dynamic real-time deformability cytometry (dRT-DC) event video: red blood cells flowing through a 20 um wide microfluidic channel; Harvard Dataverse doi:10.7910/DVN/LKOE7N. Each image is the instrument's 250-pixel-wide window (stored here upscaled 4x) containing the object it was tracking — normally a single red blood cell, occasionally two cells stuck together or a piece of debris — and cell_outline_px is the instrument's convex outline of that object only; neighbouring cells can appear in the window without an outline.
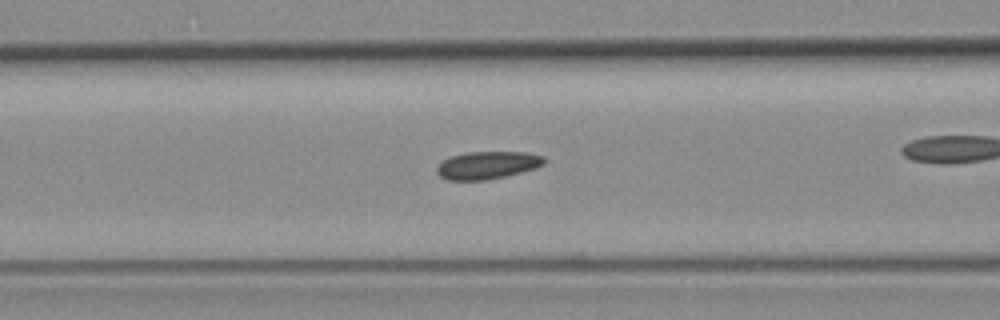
{"species": "common noctule bat (a hibernating species)", "species_latin": "Nyctalus noctula", "temperature_condition": "room temperature", "stored_images_in_passage": 54, "camera_frame_rate_fps": 3000, "um_per_image_px": 0.085, "animal": {"sex": "female", "body_mass_g": 19.3, "forearm_length_mm": 54.1}, "frame": {"image": 1, "passage_image": 19, "time_ms": 6.0, "image_size_px": [1000, 320], "cell_outline_px": [[544, 164], [536, 168], [508, 176], [488, 180], [448, 180], [440, 176], [436, 172], [436, 168], [440, 160], [448, 156], [468, 152], [528, 152], [544, 156]], "centroid_in_image_um": [41.4, 14.04], "position_along_channel_um": 125.2, "area_um2": 17.63}}
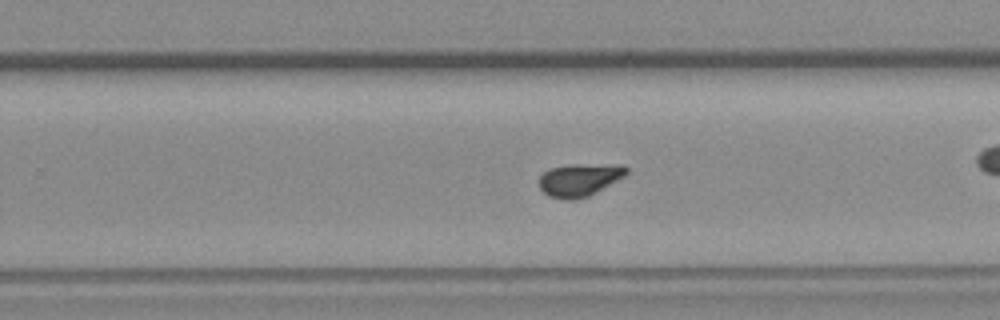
{"frame": {"image": 2, "passage_image": 32, "time_ms": 10.333, "image_size_px": [1000, 320], "cell_outline_px": [[628, 172], [624, 176], [588, 196], [576, 200], [564, 200], [548, 196], [540, 188], [540, 176], [544, 172], [552, 168], [572, 164], [624, 164], [628, 168]], "centroid_in_image_um": [49.27, 15.28], "position_along_channel_um": 280.5, "area_um2": 16.65}}
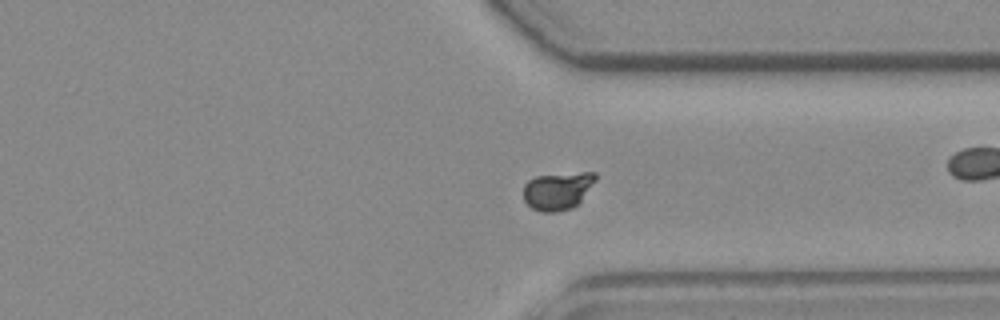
{"frame": {"image": 3, "passage_image": 39, "time_ms": 12.667, "image_size_px": [1000, 320], "cell_outline_px": [[596, 180], [580, 200], [572, 208], [556, 212], [540, 212], [532, 208], [524, 200], [524, 184], [528, 180], [536, 176], [580, 172], [596, 172]], "centroid_in_image_um": [47.38, 16.21], "position_along_channel_um": 364.0, "area_um2": 15.72}}